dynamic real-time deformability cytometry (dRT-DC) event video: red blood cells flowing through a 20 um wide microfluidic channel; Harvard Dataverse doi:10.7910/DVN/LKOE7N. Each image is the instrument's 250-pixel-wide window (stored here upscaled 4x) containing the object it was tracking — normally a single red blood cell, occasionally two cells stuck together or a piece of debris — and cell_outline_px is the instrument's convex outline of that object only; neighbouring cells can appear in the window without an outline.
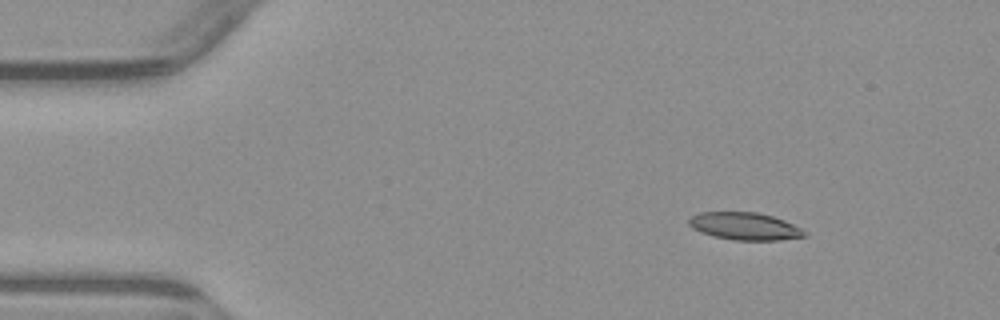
{"species": "common noctule bat (a hibernating species)", "species_latin": "Nyctalus noctula", "temperature_condition": "warm", "stored_images_in_passage": 3, "camera_frame_rate_fps": 3000, "um_per_image_px": 0.085, "animal": {"sex": "male", "body_mass_g": 23.1, "forearm_length_mm": 52.7}, "frame": {"image": 1, "passage_image": 1, "time_ms": 0.0, "image_size_px": [1000, 320], "cell_outline_px": [[808, 236], [780, 240], [732, 240], [712, 236], [700, 232], [692, 228], [688, 224], [688, 220], [692, 216], [700, 212], [756, 212], [772, 216], [784, 220], [808, 232]], "centroid_in_image_um": [63.3, 19.23], "position_along_channel_um": 21.7, "area_um2": 18.61}}